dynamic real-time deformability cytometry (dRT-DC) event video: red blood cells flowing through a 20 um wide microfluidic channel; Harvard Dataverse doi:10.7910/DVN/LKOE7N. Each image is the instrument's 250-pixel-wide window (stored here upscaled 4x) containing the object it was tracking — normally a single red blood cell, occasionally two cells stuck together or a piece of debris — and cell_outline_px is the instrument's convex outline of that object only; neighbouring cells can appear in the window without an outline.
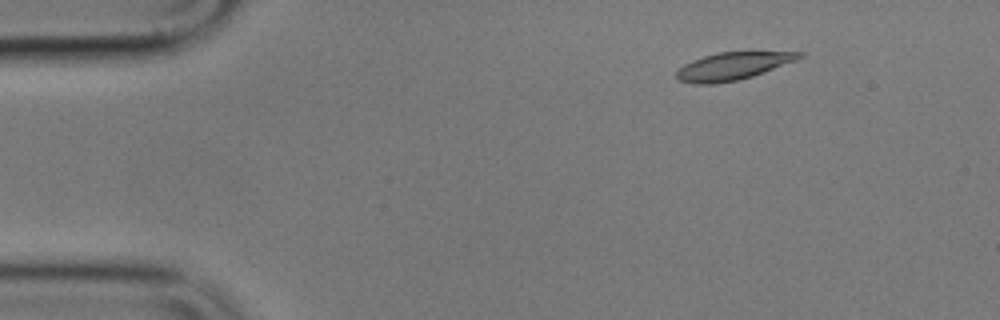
{"species": "common noctule bat (a hibernating species)", "species_latin": "Nyctalus noctula", "temperature_condition": "cold", "stored_images_in_passage": 57, "camera_frame_rate_fps": 3000, "um_per_image_px": 0.085, "animal": {"sex": "male", "body_mass_g": 17.9}, "frame": {"image": 1, "passage_image": 8, "time_ms": 2.333, "image_size_px": [1000, 320], "cell_outline_px": [[804, 56], [796, 60], [764, 72], [740, 80], [716, 84], [696, 84], [676, 80], [676, 72], [684, 64], [692, 60], [716, 52], [804, 52]], "centroid_in_image_um": [62.25, 5.63], "position_along_channel_um": 22.7, "area_um2": 19.71}}
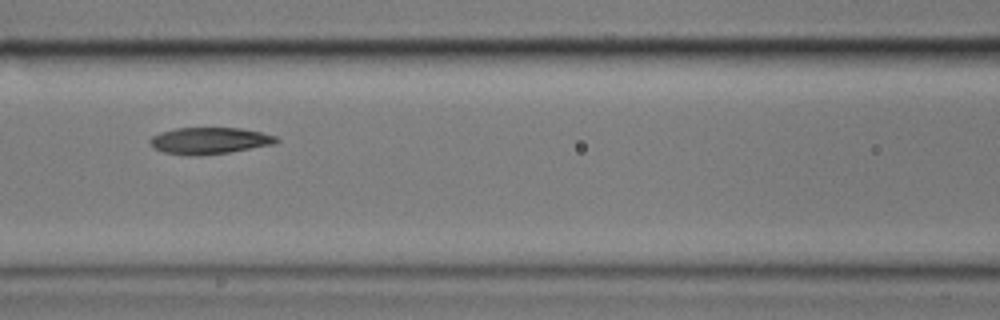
{"frame": {"image": 2, "passage_image": 25, "time_ms": 8.0, "image_size_px": [1000, 320], "cell_outline_px": [[280, 140], [272, 144], [228, 152], [196, 156], [188, 156], [164, 152], [156, 148], [148, 140], [152, 136], [160, 132], [176, 128], [240, 128], [260, 132], [276, 136]], "centroid_in_image_um": [17.78, 11.95], "position_along_channel_um": 148.8, "area_um2": 19.36}}
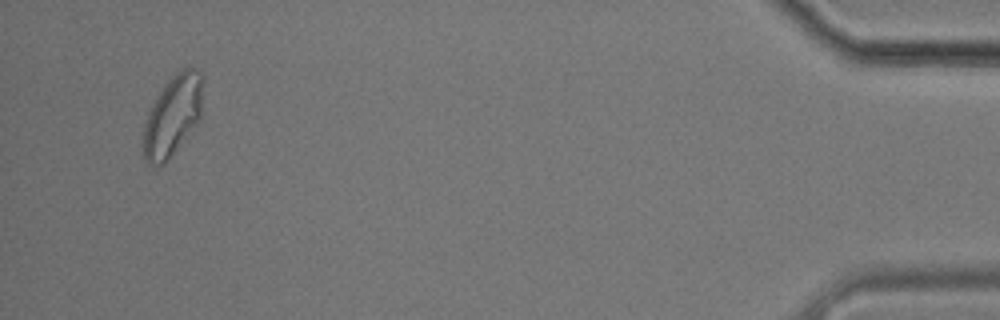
{"frame": {"image": 3, "passage_image": 55, "time_ms": 18.0, "image_size_px": [1000, 320], "cell_outline_px": [[204, 80], [200, 120], [164, 164], [144, 164], [140, 152], [140, 144], [144, 124], [148, 112], [164, 84], [180, 68], [188, 64], [196, 68], [204, 76]], "centroid_in_image_um": [14.66, 9.81], "position_along_channel_um": 420.5, "area_um2": 28.9}, "authors_computed_cell_mechanics": {"area_um2": 19.941, "velocity_mm_per_s": 3.4909, "shape_relaxation_time_tau1_ms": 6.0546, "shape_relaxation_time_tau2_ms": 2.4445, "deformation_change_tau1": 0.1668, "deformation_change_tau2": 0.0729}}